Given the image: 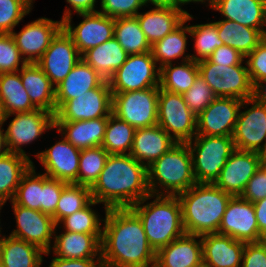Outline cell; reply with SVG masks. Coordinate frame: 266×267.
I'll return each instance as SVG.
<instances>
[{"label":"cell","mask_w":266,"mask_h":267,"mask_svg":"<svg viewBox=\"0 0 266 267\" xmlns=\"http://www.w3.org/2000/svg\"><path fill=\"white\" fill-rule=\"evenodd\" d=\"M264 161L261 153L235 149L214 184L232 196H241L248 181Z\"/></svg>","instance_id":"obj_18"},{"label":"cell","mask_w":266,"mask_h":267,"mask_svg":"<svg viewBox=\"0 0 266 267\" xmlns=\"http://www.w3.org/2000/svg\"><path fill=\"white\" fill-rule=\"evenodd\" d=\"M48 267H102L101 257L85 259H63L54 257Z\"/></svg>","instance_id":"obj_54"},{"label":"cell","mask_w":266,"mask_h":267,"mask_svg":"<svg viewBox=\"0 0 266 267\" xmlns=\"http://www.w3.org/2000/svg\"><path fill=\"white\" fill-rule=\"evenodd\" d=\"M100 13L111 18L135 17L145 7L144 0H100Z\"/></svg>","instance_id":"obj_49"},{"label":"cell","mask_w":266,"mask_h":267,"mask_svg":"<svg viewBox=\"0 0 266 267\" xmlns=\"http://www.w3.org/2000/svg\"><path fill=\"white\" fill-rule=\"evenodd\" d=\"M160 87L123 93H112V113L135 129L158 123Z\"/></svg>","instance_id":"obj_8"},{"label":"cell","mask_w":266,"mask_h":267,"mask_svg":"<svg viewBox=\"0 0 266 267\" xmlns=\"http://www.w3.org/2000/svg\"><path fill=\"white\" fill-rule=\"evenodd\" d=\"M203 267H241L245 242L218 233L201 236Z\"/></svg>","instance_id":"obj_22"},{"label":"cell","mask_w":266,"mask_h":267,"mask_svg":"<svg viewBox=\"0 0 266 267\" xmlns=\"http://www.w3.org/2000/svg\"><path fill=\"white\" fill-rule=\"evenodd\" d=\"M112 93L160 87V68L151 51L128 55L125 63L108 80Z\"/></svg>","instance_id":"obj_10"},{"label":"cell","mask_w":266,"mask_h":267,"mask_svg":"<svg viewBox=\"0 0 266 267\" xmlns=\"http://www.w3.org/2000/svg\"><path fill=\"white\" fill-rule=\"evenodd\" d=\"M16 205L40 211L42 203V174H37L35 165L22 176L12 201Z\"/></svg>","instance_id":"obj_43"},{"label":"cell","mask_w":266,"mask_h":267,"mask_svg":"<svg viewBox=\"0 0 266 267\" xmlns=\"http://www.w3.org/2000/svg\"><path fill=\"white\" fill-rule=\"evenodd\" d=\"M153 197L152 202L144 204ZM130 209L141 220L148 242L156 253L185 234L181 203L177 196L149 195Z\"/></svg>","instance_id":"obj_4"},{"label":"cell","mask_w":266,"mask_h":267,"mask_svg":"<svg viewBox=\"0 0 266 267\" xmlns=\"http://www.w3.org/2000/svg\"><path fill=\"white\" fill-rule=\"evenodd\" d=\"M114 37L128 55L143 54L151 51L144 32L136 17L114 19Z\"/></svg>","instance_id":"obj_38"},{"label":"cell","mask_w":266,"mask_h":267,"mask_svg":"<svg viewBox=\"0 0 266 267\" xmlns=\"http://www.w3.org/2000/svg\"><path fill=\"white\" fill-rule=\"evenodd\" d=\"M216 97L211 87L199 75L191 88L183 94L187 106L196 116L202 113Z\"/></svg>","instance_id":"obj_46"},{"label":"cell","mask_w":266,"mask_h":267,"mask_svg":"<svg viewBox=\"0 0 266 267\" xmlns=\"http://www.w3.org/2000/svg\"><path fill=\"white\" fill-rule=\"evenodd\" d=\"M167 64L160 68V88L170 93L184 94L199 75L198 63L192 59Z\"/></svg>","instance_id":"obj_37"},{"label":"cell","mask_w":266,"mask_h":267,"mask_svg":"<svg viewBox=\"0 0 266 267\" xmlns=\"http://www.w3.org/2000/svg\"><path fill=\"white\" fill-rule=\"evenodd\" d=\"M187 14L188 12L181 8L155 7L147 12H140L135 17L147 41L152 45L177 28Z\"/></svg>","instance_id":"obj_26"},{"label":"cell","mask_w":266,"mask_h":267,"mask_svg":"<svg viewBox=\"0 0 266 267\" xmlns=\"http://www.w3.org/2000/svg\"><path fill=\"white\" fill-rule=\"evenodd\" d=\"M90 187L68 183L62 190L53 217L56 225L65 217L86 207L92 201Z\"/></svg>","instance_id":"obj_40"},{"label":"cell","mask_w":266,"mask_h":267,"mask_svg":"<svg viewBox=\"0 0 266 267\" xmlns=\"http://www.w3.org/2000/svg\"><path fill=\"white\" fill-rule=\"evenodd\" d=\"M5 205V203H1L0 202V210H2V207ZM1 223V222H0ZM1 226H0V244H1V242L3 241V238L5 237V235H2V237H1Z\"/></svg>","instance_id":"obj_62"},{"label":"cell","mask_w":266,"mask_h":267,"mask_svg":"<svg viewBox=\"0 0 266 267\" xmlns=\"http://www.w3.org/2000/svg\"><path fill=\"white\" fill-rule=\"evenodd\" d=\"M72 10L65 9L63 17L64 30L73 39L81 56L89 49L102 44L114 37V18L105 16L100 12L79 13L83 21L76 27L72 25Z\"/></svg>","instance_id":"obj_12"},{"label":"cell","mask_w":266,"mask_h":267,"mask_svg":"<svg viewBox=\"0 0 266 267\" xmlns=\"http://www.w3.org/2000/svg\"><path fill=\"white\" fill-rule=\"evenodd\" d=\"M192 19L193 16L188 13L185 20L177 28L151 45L152 56L157 65L159 62V68L171 64L174 62L173 60L181 57L182 62L191 59V55H185V51L187 50L188 39L186 34L190 32L189 25L186 22Z\"/></svg>","instance_id":"obj_32"},{"label":"cell","mask_w":266,"mask_h":267,"mask_svg":"<svg viewBox=\"0 0 266 267\" xmlns=\"http://www.w3.org/2000/svg\"><path fill=\"white\" fill-rule=\"evenodd\" d=\"M6 116L4 109H3V104L2 101L0 99V122L4 121V117Z\"/></svg>","instance_id":"obj_61"},{"label":"cell","mask_w":266,"mask_h":267,"mask_svg":"<svg viewBox=\"0 0 266 267\" xmlns=\"http://www.w3.org/2000/svg\"><path fill=\"white\" fill-rule=\"evenodd\" d=\"M189 35L194 41L195 53L190 54L191 59L199 62L209 59L216 48L224 45V42L218 36L217 25L214 22L206 24L189 25Z\"/></svg>","instance_id":"obj_41"},{"label":"cell","mask_w":266,"mask_h":267,"mask_svg":"<svg viewBox=\"0 0 266 267\" xmlns=\"http://www.w3.org/2000/svg\"><path fill=\"white\" fill-rule=\"evenodd\" d=\"M135 128L113 113L108 117L102 147L109 154H130Z\"/></svg>","instance_id":"obj_39"},{"label":"cell","mask_w":266,"mask_h":267,"mask_svg":"<svg viewBox=\"0 0 266 267\" xmlns=\"http://www.w3.org/2000/svg\"><path fill=\"white\" fill-rule=\"evenodd\" d=\"M155 267H203L201 236L185 233L161 248Z\"/></svg>","instance_id":"obj_23"},{"label":"cell","mask_w":266,"mask_h":267,"mask_svg":"<svg viewBox=\"0 0 266 267\" xmlns=\"http://www.w3.org/2000/svg\"><path fill=\"white\" fill-rule=\"evenodd\" d=\"M252 105L249 109L247 106ZM247 108L241 111V108ZM235 149L266 153V105L255 98L243 100L233 133Z\"/></svg>","instance_id":"obj_11"},{"label":"cell","mask_w":266,"mask_h":267,"mask_svg":"<svg viewBox=\"0 0 266 267\" xmlns=\"http://www.w3.org/2000/svg\"><path fill=\"white\" fill-rule=\"evenodd\" d=\"M97 204L100 203L92 200L86 207L82 208L79 211H76L72 215L63 218L57 224V227L63 224L62 227L67 232L102 234L103 227L101 226L104 219H100L98 213L95 212L96 210H93V208H91V206L93 207Z\"/></svg>","instance_id":"obj_44"},{"label":"cell","mask_w":266,"mask_h":267,"mask_svg":"<svg viewBox=\"0 0 266 267\" xmlns=\"http://www.w3.org/2000/svg\"><path fill=\"white\" fill-rule=\"evenodd\" d=\"M66 2L71 6L69 8H72L74 10L73 12L77 14L93 13L99 11L95 9L97 0H66Z\"/></svg>","instance_id":"obj_56"},{"label":"cell","mask_w":266,"mask_h":267,"mask_svg":"<svg viewBox=\"0 0 266 267\" xmlns=\"http://www.w3.org/2000/svg\"><path fill=\"white\" fill-rule=\"evenodd\" d=\"M33 165L29 156L9 152L0 157V202L14 198L22 176Z\"/></svg>","instance_id":"obj_35"},{"label":"cell","mask_w":266,"mask_h":267,"mask_svg":"<svg viewBox=\"0 0 266 267\" xmlns=\"http://www.w3.org/2000/svg\"><path fill=\"white\" fill-rule=\"evenodd\" d=\"M11 204L17 228L9 235L36 245L45 252V255H49L51 240L54 239L57 228L53 217L38 210L16 205L13 202Z\"/></svg>","instance_id":"obj_15"},{"label":"cell","mask_w":266,"mask_h":267,"mask_svg":"<svg viewBox=\"0 0 266 267\" xmlns=\"http://www.w3.org/2000/svg\"><path fill=\"white\" fill-rule=\"evenodd\" d=\"M82 59L71 36L62 28L36 62L51 83L58 86Z\"/></svg>","instance_id":"obj_17"},{"label":"cell","mask_w":266,"mask_h":267,"mask_svg":"<svg viewBox=\"0 0 266 267\" xmlns=\"http://www.w3.org/2000/svg\"><path fill=\"white\" fill-rule=\"evenodd\" d=\"M128 54L115 37L87 50L82 59L108 81L125 63Z\"/></svg>","instance_id":"obj_31"},{"label":"cell","mask_w":266,"mask_h":267,"mask_svg":"<svg viewBox=\"0 0 266 267\" xmlns=\"http://www.w3.org/2000/svg\"><path fill=\"white\" fill-rule=\"evenodd\" d=\"M151 3L155 7L182 8L183 0H144L145 6Z\"/></svg>","instance_id":"obj_57"},{"label":"cell","mask_w":266,"mask_h":267,"mask_svg":"<svg viewBox=\"0 0 266 267\" xmlns=\"http://www.w3.org/2000/svg\"><path fill=\"white\" fill-rule=\"evenodd\" d=\"M176 142L158 124L136 129L130 155L148 167L165 154Z\"/></svg>","instance_id":"obj_24"},{"label":"cell","mask_w":266,"mask_h":267,"mask_svg":"<svg viewBox=\"0 0 266 267\" xmlns=\"http://www.w3.org/2000/svg\"><path fill=\"white\" fill-rule=\"evenodd\" d=\"M49 149L38 152L39 159L48 177L66 183L77 184L80 152L78 148L69 143L63 136Z\"/></svg>","instance_id":"obj_21"},{"label":"cell","mask_w":266,"mask_h":267,"mask_svg":"<svg viewBox=\"0 0 266 267\" xmlns=\"http://www.w3.org/2000/svg\"><path fill=\"white\" fill-rule=\"evenodd\" d=\"M12 115L15 117L5 130L7 147L12 153L28 156L22 146L32 143L46 130L55 128L54 114L44 109L6 115L3 123Z\"/></svg>","instance_id":"obj_13"},{"label":"cell","mask_w":266,"mask_h":267,"mask_svg":"<svg viewBox=\"0 0 266 267\" xmlns=\"http://www.w3.org/2000/svg\"><path fill=\"white\" fill-rule=\"evenodd\" d=\"M198 63L199 76L211 87L217 97H232L246 100L253 97L247 65L226 66L212 63L209 59Z\"/></svg>","instance_id":"obj_7"},{"label":"cell","mask_w":266,"mask_h":267,"mask_svg":"<svg viewBox=\"0 0 266 267\" xmlns=\"http://www.w3.org/2000/svg\"><path fill=\"white\" fill-rule=\"evenodd\" d=\"M241 267H266V242L245 243Z\"/></svg>","instance_id":"obj_52"},{"label":"cell","mask_w":266,"mask_h":267,"mask_svg":"<svg viewBox=\"0 0 266 267\" xmlns=\"http://www.w3.org/2000/svg\"><path fill=\"white\" fill-rule=\"evenodd\" d=\"M254 210L259 227V232L265 237L266 236V197L262 200H259L255 203Z\"/></svg>","instance_id":"obj_55"},{"label":"cell","mask_w":266,"mask_h":267,"mask_svg":"<svg viewBox=\"0 0 266 267\" xmlns=\"http://www.w3.org/2000/svg\"><path fill=\"white\" fill-rule=\"evenodd\" d=\"M245 58L248 74L253 87L266 78V36Z\"/></svg>","instance_id":"obj_50"},{"label":"cell","mask_w":266,"mask_h":267,"mask_svg":"<svg viewBox=\"0 0 266 267\" xmlns=\"http://www.w3.org/2000/svg\"><path fill=\"white\" fill-rule=\"evenodd\" d=\"M4 125L3 122H0V157L9 153L7 143H6V136L4 129L2 126Z\"/></svg>","instance_id":"obj_59"},{"label":"cell","mask_w":266,"mask_h":267,"mask_svg":"<svg viewBox=\"0 0 266 267\" xmlns=\"http://www.w3.org/2000/svg\"><path fill=\"white\" fill-rule=\"evenodd\" d=\"M90 191L92 199L103 203L105 210L130 208L151 195L147 167L130 154H109Z\"/></svg>","instance_id":"obj_2"},{"label":"cell","mask_w":266,"mask_h":267,"mask_svg":"<svg viewBox=\"0 0 266 267\" xmlns=\"http://www.w3.org/2000/svg\"><path fill=\"white\" fill-rule=\"evenodd\" d=\"M62 28V20L41 17L23 26L20 32H11V35L26 63H36Z\"/></svg>","instance_id":"obj_20"},{"label":"cell","mask_w":266,"mask_h":267,"mask_svg":"<svg viewBox=\"0 0 266 267\" xmlns=\"http://www.w3.org/2000/svg\"><path fill=\"white\" fill-rule=\"evenodd\" d=\"M241 197L252 203L266 197V162L264 161L256 173L248 181Z\"/></svg>","instance_id":"obj_51"},{"label":"cell","mask_w":266,"mask_h":267,"mask_svg":"<svg viewBox=\"0 0 266 267\" xmlns=\"http://www.w3.org/2000/svg\"><path fill=\"white\" fill-rule=\"evenodd\" d=\"M0 99L6 115L32 112L37 109L22 85L20 70L0 73Z\"/></svg>","instance_id":"obj_36"},{"label":"cell","mask_w":266,"mask_h":267,"mask_svg":"<svg viewBox=\"0 0 266 267\" xmlns=\"http://www.w3.org/2000/svg\"><path fill=\"white\" fill-rule=\"evenodd\" d=\"M218 234L245 243L263 241L264 236L259 232L253 203L241 196H232L223 214Z\"/></svg>","instance_id":"obj_16"},{"label":"cell","mask_w":266,"mask_h":267,"mask_svg":"<svg viewBox=\"0 0 266 267\" xmlns=\"http://www.w3.org/2000/svg\"><path fill=\"white\" fill-rule=\"evenodd\" d=\"M219 1L220 0H183V4L187 5V4L191 3V2H193V3H198L199 2V3H204L205 4L207 2V6L209 5L211 9H214L217 6V4L219 3Z\"/></svg>","instance_id":"obj_60"},{"label":"cell","mask_w":266,"mask_h":267,"mask_svg":"<svg viewBox=\"0 0 266 267\" xmlns=\"http://www.w3.org/2000/svg\"><path fill=\"white\" fill-rule=\"evenodd\" d=\"M25 64L12 35L0 33V73L18 72Z\"/></svg>","instance_id":"obj_47"},{"label":"cell","mask_w":266,"mask_h":267,"mask_svg":"<svg viewBox=\"0 0 266 267\" xmlns=\"http://www.w3.org/2000/svg\"><path fill=\"white\" fill-rule=\"evenodd\" d=\"M105 80L81 59L65 79L56 86V111L68 100L77 98L85 92L99 87Z\"/></svg>","instance_id":"obj_28"},{"label":"cell","mask_w":266,"mask_h":267,"mask_svg":"<svg viewBox=\"0 0 266 267\" xmlns=\"http://www.w3.org/2000/svg\"><path fill=\"white\" fill-rule=\"evenodd\" d=\"M101 240L102 267H155L156 252L130 208H109Z\"/></svg>","instance_id":"obj_1"},{"label":"cell","mask_w":266,"mask_h":267,"mask_svg":"<svg viewBox=\"0 0 266 267\" xmlns=\"http://www.w3.org/2000/svg\"><path fill=\"white\" fill-rule=\"evenodd\" d=\"M264 83H266V78L259 81L253 87V98H255L259 103L266 105V86Z\"/></svg>","instance_id":"obj_58"},{"label":"cell","mask_w":266,"mask_h":267,"mask_svg":"<svg viewBox=\"0 0 266 267\" xmlns=\"http://www.w3.org/2000/svg\"><path fill=\"white\" fill-rule=\"evenodd\" d=\"M68 183L42 174V203H40V211L44 214L54 215L57 203L60 199L63 188Z\"/></svg>","instance_id":"obj_48"},{"label":"cell","mask_w":266,"mask_h":267,"mask_svg":"<svg viewBox=\"0 0 266 267\" xmlns=\"http://www.w3.org/2000/svg\"><path fill=\"white\" fill-rule=\"evenodd\" d=\"M192 156L193 173L197 183H212L235 150L232 136L196 135L187 143Z\"/></svg>","instance_id":"obj_6"},{"label":"cell","mask_w":266,"mask_h":267,"mask_svg":"<svg viewBox=\"0 0 266 267\" xmlns=\"http://www.w3.org/2000/svg\"><path fill=\"white\" fill-rule=\"evenodd\" d=\"M108 156L102 146L81 150L77 184L91 188L98 180Z\"/></svg>","instance_id":"obj_42"},{"label":"cell","mask_w":266,"mask_h":267,"mask_svg":"<svg viewBox=\"0 0 266 267\" xmlns=\"http://www.w3.org/2000/svg\"><path fill=\"white\" fill-rule=\"evenodd\" d=\"M176 143H188L197 132V116L187 106L183 95L160 88L158 123Z\"/></svg>","instance_id":"obj_9"},{"label":"cell","mask_w":266,"mask_h":267,"mask_svg":"<svg viewBox=\"0 0 266 267\" xmlns=\"http://www.w3.org/2000/svg\"><path fill=\"white\" fill-rule=\"evenodd\" d=\"M34 0H0V33L11 34L31 12Z\"/></svg>","instance_id":"obj_45"},{"label":"cell","mask_w":266,"mask_h":267,"mask_svg":"<svg viewBox=\"0 0 266 267\" xmlns=\"http://www.w3.org/2000/svg\"><path fill=\"white\" fill-rule=\"evenodd\" d=\"M112 114V92L108 81L77 98L66 101L55 113V121H79L109 117Z\"/></svg>","instance_id":"obj_14"},{"label":"cell","mask_w":266,"mask_h":267,"mask_svg":"<svg viewBox=\"0 0 266 267\" xmlns=\"http://www.w3.org/2000/svg\"><path fill=\"white\" fill-rule=\"evenodd\" d=\"M45 252L36 245L12 236L0 244V263L4 267H41Z\"/></svg>","instance_id":"obj_33"},{"label":"cell","mask_w":266,"mask_h":267,"mask_svg":"<svg viewBox=\"0 0 266 267\" xmlns=\"http://www.w3.org/2000/svg\"><path fill=\"white\" fill-rule=\"evenodd\" d=\"M147 173L151 195L177 196L197 183L187 143H175L147 167Z\"/></svg>","instance_id":"obj_5"},{"label":"cell","mask_w":266,"mask_h":267,"mask_svg":"<svg viewBox=\"0 0 266 267\" xmlns=\"http://www.w3.org/2000/svg\"><path fill=\"white\" fill-rule=\"evenodd\" d=\"M213 10L225 20L260 30L266 36V0H220Z\"/></svg>","instance_id":"obj_29"},{"label":"cell","mask_w":266,"mask_h":267,"mask_svg":"<svg viewBox=\"0 0 266 267\" xmlns=\"http://www.w3.org/2000/svg\"><path fill=\"white\" fill-rule=\"evenodd\" d=\"M108 117L79 121H55L57 132L79 150L102 145Z\"/></svg>","instance_id":"obj_25"},{"label":"cell","mask_w":266,"mask_h":267,"mask_svg":"<svg viewBox=\"0 0 266 267\" xmlns=\"http://www.w3.org/2000/svg\"><path fill=\"white\" fill-rule=\"evenodd\" d=\"M185 233L202 236L218 233L231 194L212 183H196L177 195Z\"/></svg>","instance_id":"obj_3"},{"label":"cell","mask_w":266,"mask_h":267,"mask_svg":"<svg viewBox=\"0 0 266 267\" xmlns=\"http://www.w3.org/2000/svg\"><path fill=\"white\" fill-rule=\"evenodd\" d=\"M244 59H246L239 51L236 49L229 47L227 45H223L219 48H216L212 55L209 57V60L215 64H223L228 66L239 65Z\"/></svg>","instance_id":"obj_53"},{"label":"cell","mask_w":266,"mask_h":267,"mask_svg":"<svg viewBox=\"0 0 266 267\" xmlns=\"http://www.w3.org/2000/svg\"><path fill=\"white\" fill-rule=\"evenodd\" d=\"M102 234L67 232L54 235L53 255L63 259L101 257Z\"/></svg>","instance_id":"obj_27"},{"label":"cell","mask_w":266,"mask_h":267,"mask_svg":"<svg viewBox=\"0 0 266 267\" xmlns=\"http://www.w3.org/2000/svg\"><path fill=\"white\" fill-rule=\"evenodd\" d=\"M22 85L30 101L37 109H44L55 115V89L43 70L36 63H26L20 70Z\"/></svg>","instance_id":"obj_30"},{"label":"cell","mask_w":266,"mask_h":267,"mask_svg":"<svg viewBox=\"0 0 266 267\" xmlns=\"http://www.w3.org/2000/svg\"><path fill=\"white\" fill-rule=\"evenodd\" d=\"M218 36L224 45L239 51L244 57L250 54L265 35L257 29L250 28L231 20H220L215 22Z\"/></svg>","instance_id":"obj_34"},{"label":"cell","mask_w":266,"mask_h":267,"mask_svg":"<svg viewBox=\"0 0 266 267\" xmlns=\"http://www.w3.org/2000/svg\"><path fill=\"white\" fill-rule=\"evenodd\" d=\"M242 102L232 97H216L197 116L196 135L233 136Z\"/></svg>","instance_id":"obj_19"}]
</instances>
